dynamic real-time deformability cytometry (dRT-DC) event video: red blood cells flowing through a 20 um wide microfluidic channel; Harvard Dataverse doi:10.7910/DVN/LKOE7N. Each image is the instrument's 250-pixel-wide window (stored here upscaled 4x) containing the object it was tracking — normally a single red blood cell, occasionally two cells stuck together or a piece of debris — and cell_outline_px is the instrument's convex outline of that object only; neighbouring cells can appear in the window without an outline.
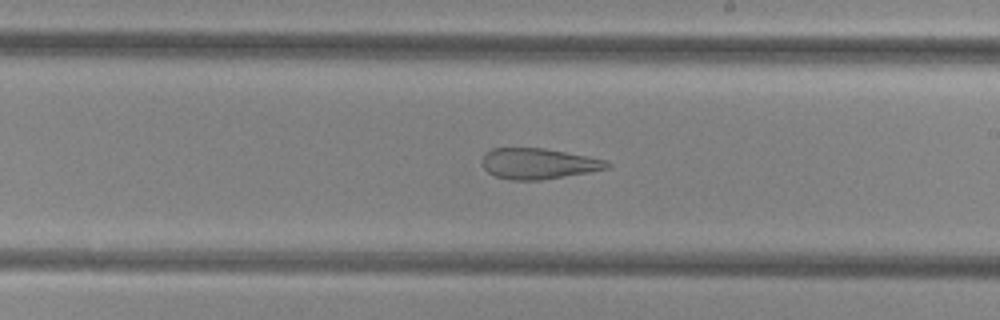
{"species": "common noctule bat (a hibernating species)", "species_latin": "Nyctalus noctula", "temperature_condition": "cold", "stored_images_in_passage": 29, "camera_frame_rate_fps": 3000, "um_per_image_px": 0.085, "animal": {"sex": "female", "body_mass_g": 29.2, "forearm_length_mm": 56.3}, "frame": {"image": 1, "passage_image": 21, "time_ms": 6.667, "image_size_px": [1000, 320], "cell_outline_px": [[612, 164], [608, 168], [588, 172], [540, 180], [512, 180], [496, 176], [488, 172], [480, 164], [480, 160], [484, 152], [492, 148], [544, 148], [604, 160]], "centroid_in_image_um": [45.67, 13.9], "position_along_channel_um": 243.3, "area_um2": 22.25}}
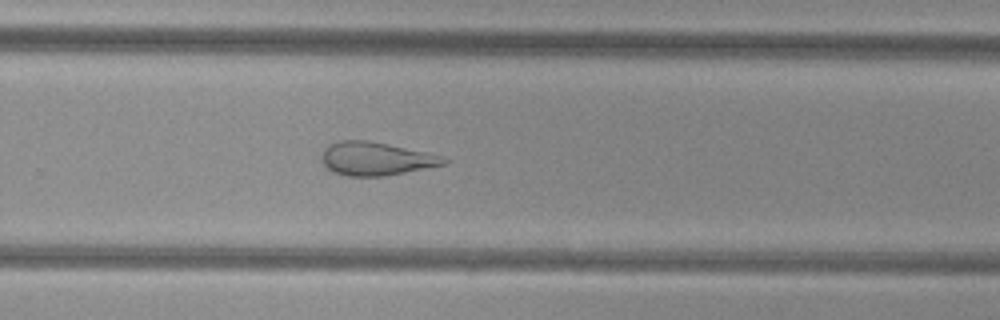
{"frame": {"image": 2, "passage_image": 25, "time_ms": 8.0, "image_size_px": [1000, 320], "cell_outline_px": [[448, 160], [444, 164], [384, 176], [348, 176], [332, 172], [320, 160], [320, 156], [324, 148], [328, 144], [340, 140], [368, 140], [428, 152], [444, 156]], "centroid_in_image_um": [31.9, 13.48], "position_along_channel_um": 297.9, "area_um2": 23.76}}